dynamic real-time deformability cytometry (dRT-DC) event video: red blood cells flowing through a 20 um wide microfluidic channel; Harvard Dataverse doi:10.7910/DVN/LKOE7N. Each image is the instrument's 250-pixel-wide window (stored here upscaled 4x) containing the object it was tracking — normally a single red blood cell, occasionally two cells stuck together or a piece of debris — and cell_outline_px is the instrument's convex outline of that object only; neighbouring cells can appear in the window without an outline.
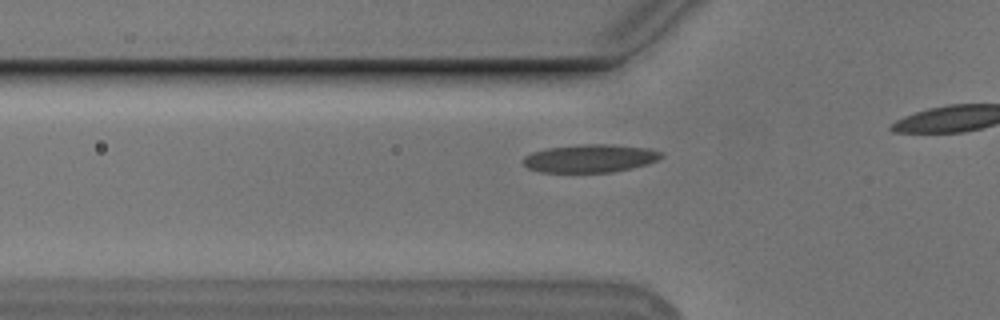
{"species": "Egyptian fruit bat (a non-hibernating species)", "species_latin": "Rousettus aegyptiacus", "temperature_condition": "cold", "stored_images_in_passage": 14, "camera_frame_rate_fps": 3000, "um_per_image_px": 0.085, "animal": {"sex": "male"}, "frame": {"image": 1, "passage_image": 8, "time_ms": 2.333, "image_size_px": [1000, 320], "cell_outline_px": [[664, 156], [648, 164], [632, 168], [612, 172], [540, 172], [528, 168], [524, 164], [524, 156], [532, 152], [548, 148], [584, 144], [608, 144], [648, 148], [664, 152]], "centroid_in_image_um": [50.19, 13.46], "position_along_channel_um": 75.6, "area_um2": 22.54}}
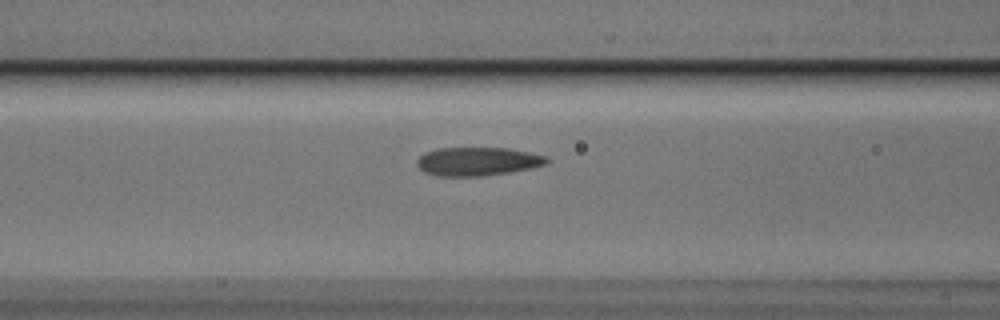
{"frame": {"image": 2, "passage_image": 12, "time_ms": 3.667, "image_size_px": [1000, 320], "cell_outline_px": [[548, 164], [508, 172], [480, 176], [440, 176], [424, 172], [416, 164], [416, 160], [424, 152], [436, 148], [508, 148], [548, 156]], "centroid_in_image_um": [40.57, 13.71], "position_along_channel_um": 126.0, "area_um2": 21.5}}